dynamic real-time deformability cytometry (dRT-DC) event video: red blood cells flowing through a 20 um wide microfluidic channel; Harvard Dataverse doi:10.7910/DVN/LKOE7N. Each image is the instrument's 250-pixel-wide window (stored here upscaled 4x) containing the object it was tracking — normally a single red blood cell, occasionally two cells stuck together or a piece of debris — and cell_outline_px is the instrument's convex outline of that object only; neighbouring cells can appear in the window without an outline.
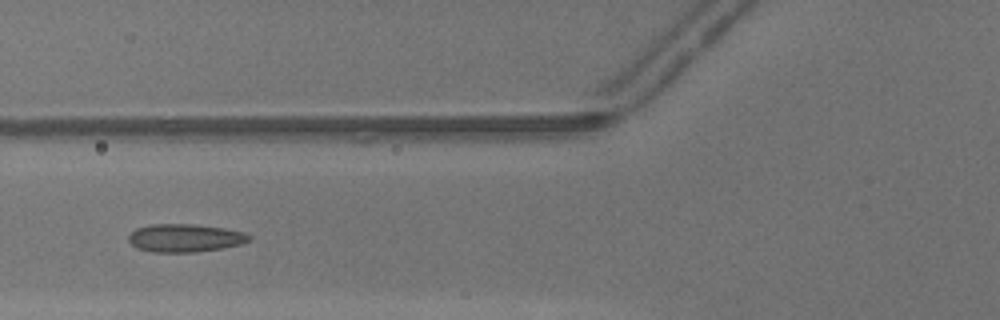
{"species": "common noctule bat (a hibernating species)", "species_latin": "Nyctalus noctula", "temperature_condition": "warm", "stored_images_in_passage": 42, "camera_frame_rate_fps": 3000, "um_per_image_px": 0.085, "animal": {"sex": "male", "body_mass_g": 13.3}, "frame": {"image": 1, "passage_image": 20, "time_ms": 6.333, "image_size_px": [1000, 320], "cell_outline_px": [[252, 240], [240, 244], [224, 248], [196, 252], [152, 252], [136, 248], [128, 240], [128, 236], [136, 228], [152, 224], [192, 224], [224, 228], [244, 232], [252, 236]], "centroid_in_image_um": [15.74, 20.23], "position_along_channel_um": 110.1, "area_um2": 19.83}}
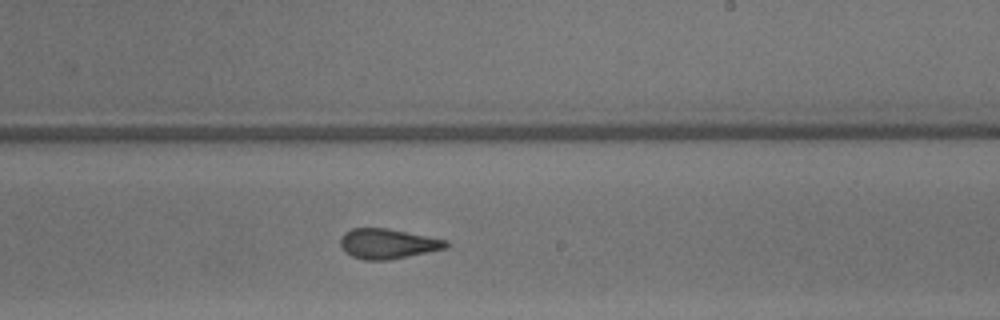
{"frame": {"image": 2, "passage_image": 30, "time_ms": 9.667, "image_size_px": [1000, 320], "cell_outline_px": [[448, 248], [388, 260], [364, 260], [352, 256], [344, 252], [340, 244], [340, 236], [344, 232], [352, 228], [388, 228], [448, 240]], "centroid_in_image_um": [32.93, 20.71], "position_along_channel_um": 256.1, "area_um2": 18.61}}
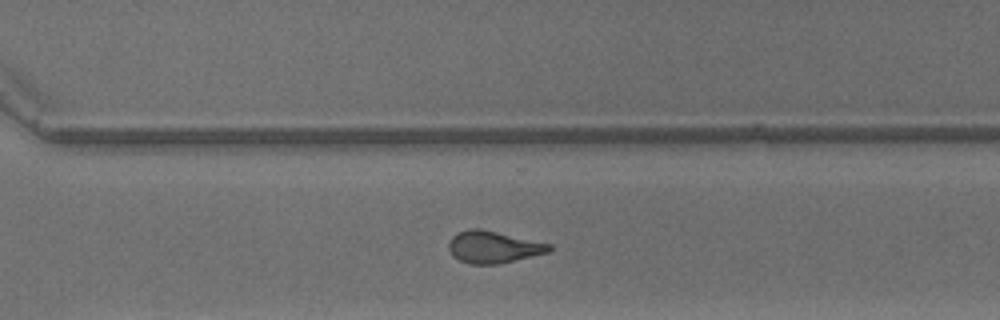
{"frame": {"image": 3, "passage_image": 35, "time_ms": 11.333, "image_size_px": [1000, 320], "cell_outline_px": [[552, 248], [548, 252], [500, 264], [468, 264], [452, 256], [448, 248], [448, 244], [452, 236], [468, 228], [480, 228], [552, 244]], "centroid_in_image_um": [41.92, 21.0], "position_along_channel_um": 328.7, "area_um2": 18.79}, "authors_computed_cell_mechanics": {"area_um2": 19.363, "velocity_mm_per_s": 4.3778, "shape_relaxation_time_tau1_ms": null, "shape_relaxation_time_tau2_ms": 1.2087, "deformation_change_tau1": null, "deformation_change_tau2": 0.0877}}